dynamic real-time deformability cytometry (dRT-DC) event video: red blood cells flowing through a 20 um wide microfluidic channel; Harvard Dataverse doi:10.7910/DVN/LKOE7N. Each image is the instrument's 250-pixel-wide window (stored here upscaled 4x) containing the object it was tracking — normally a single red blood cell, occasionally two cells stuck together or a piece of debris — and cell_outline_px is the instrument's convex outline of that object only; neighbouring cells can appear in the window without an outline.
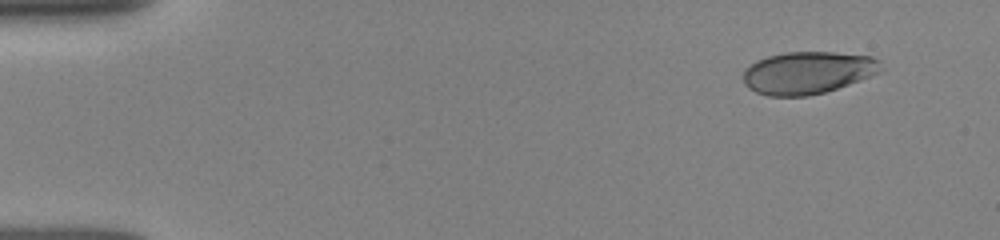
{"species": "human", "species_latin": "Homo sapiens", "temperature_condition": "room temperature", "stored_images_in_passage": 14, "camera_frame_rate_fps": 3000, "um_per_image_px": 0.085, "donor": {"sex": "female"}, "frame": {"image": 1, "passage_image": 1, "time_ms": 0.0, "image_size_px": [1000, 240], "cell_outline_px": [[884, 72], [824, 92], [808, 96], [768, 96], [756, 92], [748, 88], [744, 84], [744, 68], [756, 60], [768, 56], [784, 52], [836, 52], [872, 56], [880, 60], [884, 68]], "centroid_in_image_um": [68.69, 6.17], "position_along_channel_um": 16.3, "area_um2": 34.39}}
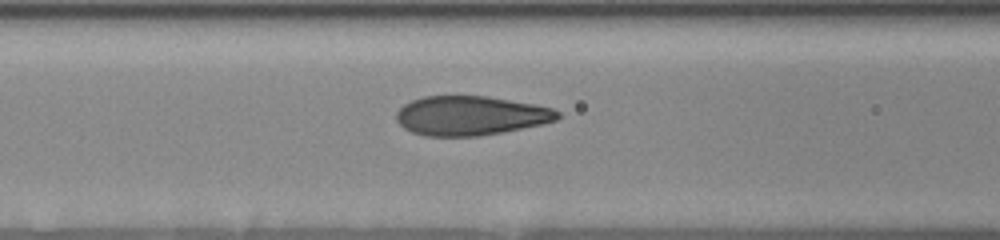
{"frame": {"image": 2, "passage_image": 10, "time_ms": 3.0, "image_size_px": [1000, 240], "cell_outline_px": [[560, 116], [556, 120], [544, 124], [480, 136], [424, 136], [412, 132], [404, 128], [396, 120], [396, 112], [404, 104], [412, 100], [424, 96], [488, 96], [536, 104], [552, 108], [560, 112]], "centroid_in_image_um": [40.01, 9.83], "position_along_channel_um": 126.6, "area_um2": 37.11}}
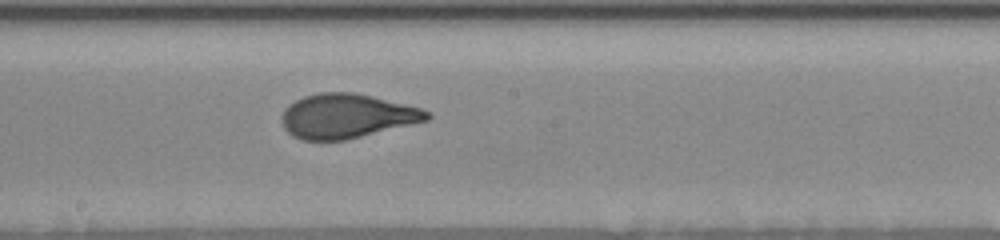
{"frame": {"image": 3, "passage_image": 14, "time_ms": 4.333, "image_size_px": [1000, 240], "cell_outline_px": [[432, 116], [428, 120], [344, 140], [304, 140], [292, 136], [284, 128], [280, 116], [284, 108], [288, 104], [304, 96], [320, 92], [352, 92], [372, 96], [420, 108], [432, 112]], "centroid_in_image_um": [29.44, 9.86], "position_along_channel_um": 218.8, "area_um2": 37.4}}